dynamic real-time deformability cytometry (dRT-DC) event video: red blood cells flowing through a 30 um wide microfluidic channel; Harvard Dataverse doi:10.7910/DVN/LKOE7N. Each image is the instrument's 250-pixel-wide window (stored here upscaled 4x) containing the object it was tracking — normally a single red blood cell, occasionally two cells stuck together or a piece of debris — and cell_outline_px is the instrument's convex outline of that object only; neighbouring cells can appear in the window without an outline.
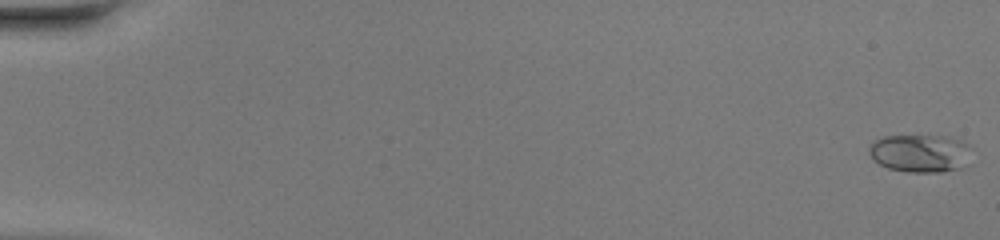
{"species": "common noctule bat (a hibernating species)", "species_latin": "Nyctalus noctula", "temperature_condition": "warm", "stored_images_in_passage": 49, "camera_frame_rate_fps": 3000, "um_per_image_px": 0.085, "animal": {"sex": "female", "body_mass_g": 20.0, "forearm_length_mm": 54.0}, "frame": {"image": 1, "passage_image": 1, "time_ms": 0.0, "image_size_px": [1000, 240], "cell_outline_px": [[972, 148], [960, 168], [940, 172], [908, 172], [888, 168], [872, 160], [868, 152], [868, 148], [872, 140], [884, 136], [948, 136], [960, 140], [968, 144]], "centroid_in_image_um": [78.14, 13.01], "position_along_channel_um": 6.9, "area_um2": 22.66}}
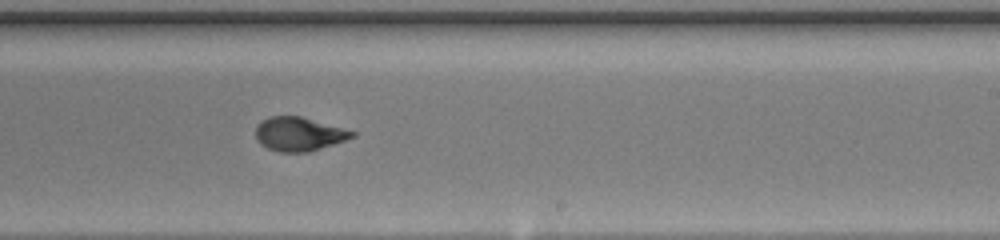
{"frame": {"image": 2, "passage_image": 31, "time_ms": 10.0, "image_size_px": [1000, 240], "cell_outline_px": [[356, 136], [308, 152], [280, 152], [268, 148], [260, 144], [256, 140], [256, 124], [268, 116], [300, 116], [356, 132]], "centroid_in_image_um": [25.35, 11.39], "position_along_channel_um": 263.6, "area_um2": 18.84}}
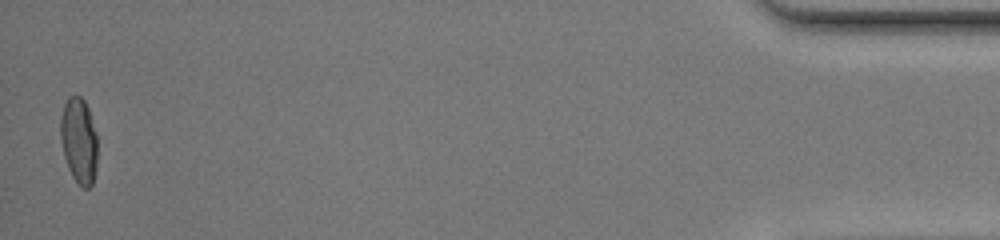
{"frame": {"image": 3, "passage_image": 48, "time_ms": 15.667, "image_size_px": [1000, 240], "cell_outline_px": [[96, 168], [92, 184], [88, 188], [84, 188], [72, 176], [68, 168], [64, 156], [60, 140], [60, 116], [64, 104], [68, 96], [80, 96], [84, 100], [88, 108], [96, 132]], "centroid_in_image_um": [6.68, 11.93], "position_along_channel_um": 428.5, "area_um2": 18.44}}